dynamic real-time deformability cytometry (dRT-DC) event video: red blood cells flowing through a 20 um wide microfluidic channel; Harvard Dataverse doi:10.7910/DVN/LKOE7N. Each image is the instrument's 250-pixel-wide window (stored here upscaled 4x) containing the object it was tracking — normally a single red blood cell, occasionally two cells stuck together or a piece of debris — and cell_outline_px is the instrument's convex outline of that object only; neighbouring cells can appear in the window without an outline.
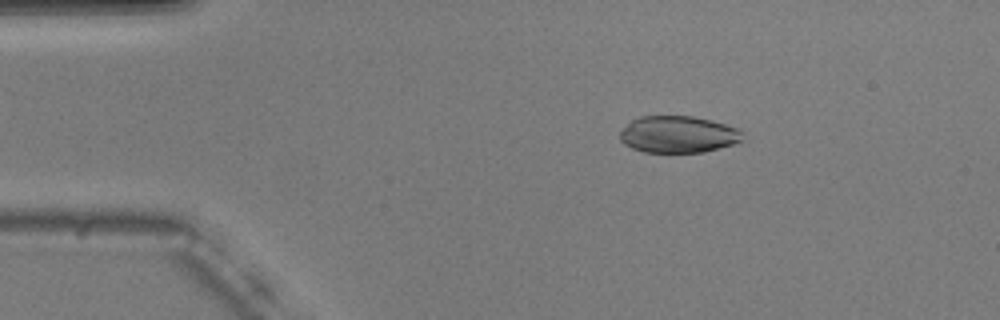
{"species": "common noctule bat (a hibernating species)", "species_latin": "Nyctalus noctula", "temperature_condition": "warm", "stored_images_in_passage": 53, "camera_frame_rate_fps": 3000, "um_per_image_px": 0.085, "animal": {"sex": "male", "body_mass_g": 20.5, "forearm_length_mm": 52.5}, "frame": {"image": 1, "passage_image": 8, "time_ms": 2.333, "image_size_px": [1000, 320], "cell_outline_px": [[744, 140], [732, 144], [704, 152], [644, 152], [632, 148], [624, 144], [620, 140], [620, 132], [632, 120], [640, 116], [692, 116], [712, 120], [740, 128]], "centroid_in_image_um": [57.66, 11.42], "position_along_channel_um": 27.3, "area_um2": 26.36}}
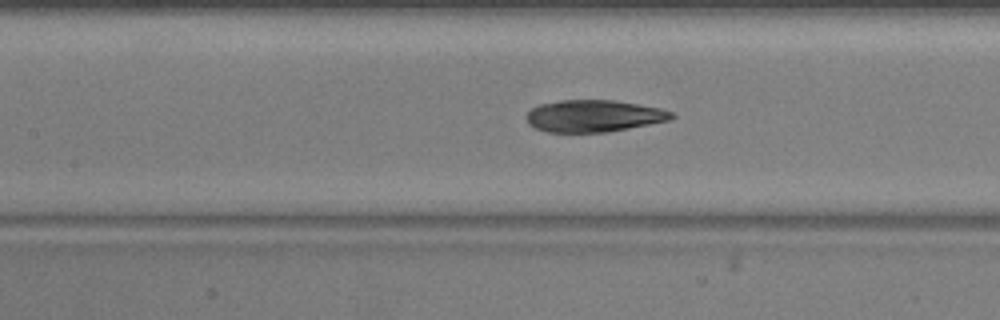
{"frame": {"image": 2, "passage_image": 23, "time_ms": 7.333, "image_size_px": [1000, 320], "cell_outline_px": [[676, 116], [668, 120], [608, 132], [544, 132], [528, 124], [524, 116], [532, 108], [540, 104], [560, 100], [612, 100], [660, 108], [672, 112]], "centroid_in_image_um": [50.41, 9.86], "position_along_channel_um": 157.0, "area_um2": 26.93}}
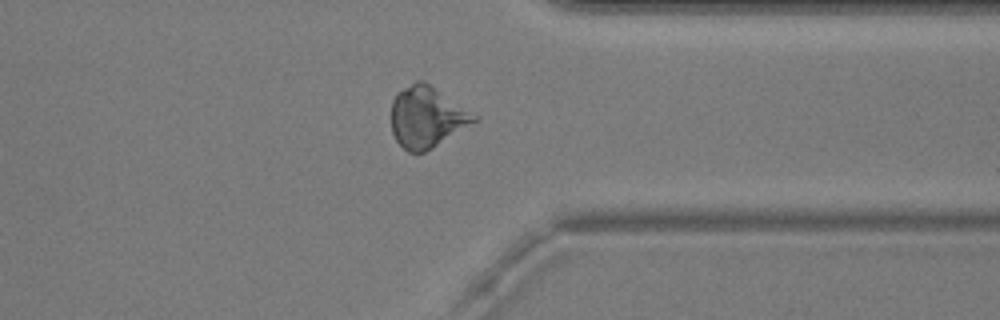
{"frame": {"image": 3, "passage_image": 41, "time_ms": 13.333, "image_size_px": [1000, 320], "cell_outline_px": [[480, 116], [476, 120], [432, 148], [424, 152], [408, 152], [396, 140], [392, 132], [392, 100], [396, 92], [416, 80], [424, 80]], "centroid_in_image_um": [36.27, 9.92], "position_along_channel_um": 375.1, "area_um2": 29.36}, "authors_computed_cell_mechanics": {"area_um2": 28.4954, "velocity_mm_per_s": 3.7165, "shape_relaxation_time_tau1_ms": 4.8613, "shape_relaxation_time_tau2_ms": 1.8192, "deformation_change_tau1": 0.1673, "deformation_change_tau2": 0.0755}}